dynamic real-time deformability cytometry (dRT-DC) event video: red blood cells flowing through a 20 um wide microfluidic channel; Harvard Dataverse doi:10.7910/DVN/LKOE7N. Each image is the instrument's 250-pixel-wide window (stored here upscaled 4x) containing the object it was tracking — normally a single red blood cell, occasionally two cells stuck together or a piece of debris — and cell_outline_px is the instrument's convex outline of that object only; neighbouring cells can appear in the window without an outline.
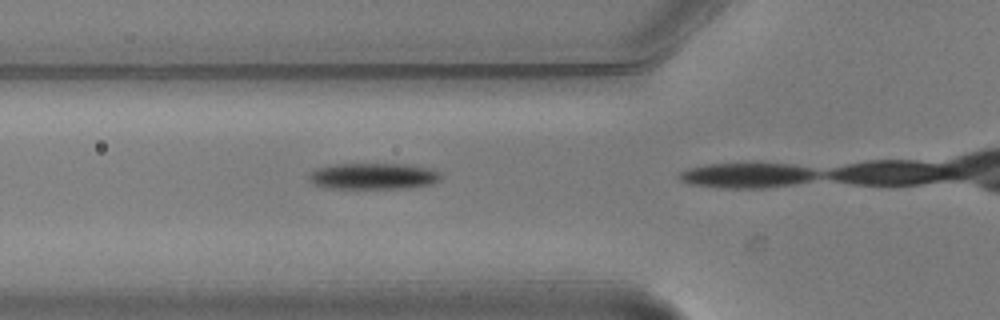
{"species": "common noctule bat (a hibernating species)", "species_latin": "Nyctalus noctula", "temperature_condition": "warm", "stored_images_in_passage": 3, "camera_frame_rate_fps": 3000, "um_per_image_px": 0.085, "animal": {"sex": "male", "body_mass_g": 20.5, "forearm_length_mm": 52.5}, "frame": {"image": 1, "passage_image": 3, "time_ms": 0.667, "image_size_px": [1000, 320], "cell_outline_px": [[444, 176], [436, 184], [396, 188], [328, 188], [312, 184], [308, 180], [308, 172], [316, 168], [336, 164], [412, 164], [432, 168], [444, 172]], "centroid_in_image_um": [31.79, 14.96], "position_along_channel_um": 94.0, "area_um2": 20.69}}